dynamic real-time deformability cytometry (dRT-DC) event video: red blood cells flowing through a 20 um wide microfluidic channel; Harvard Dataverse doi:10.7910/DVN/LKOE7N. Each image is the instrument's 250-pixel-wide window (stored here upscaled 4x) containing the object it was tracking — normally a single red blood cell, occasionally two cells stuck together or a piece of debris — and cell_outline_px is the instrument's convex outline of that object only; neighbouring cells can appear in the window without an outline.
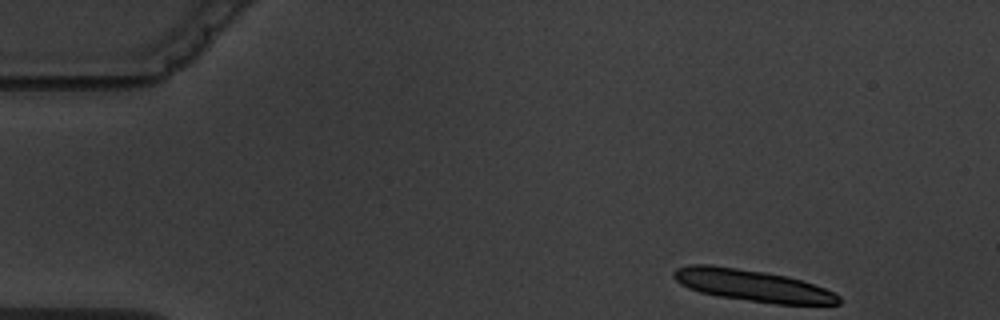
{"species": "common noctule bat (a hibernating species)", "species_latin": "Nyctalus noctula", "temperature_condition": "warm", "stored_images_in_passage": 5, "segment_of_instrument_passage": [1, 2], "camera_frame_rate_fps": 3000, "um_per_image_px": 0.085, "animal": {"sex": "male", "body_mass_g": 19.5, "forearm_length_mm": 54.6}, "frame": {"image": 1, "passage_image": 1, "time_ms": 0.0, "image_size_px": [1000, 320], "cell_outline_px": [[844, 300], [840, 304], [776, 304], [720, 296], [700, 292], [688, 288], [680, 284], [672, 276], [672, 272], [676, 268], [692, 264], [712, 264], [764, 272], [788, 276], [836, 292]], "centroid_in_image_um": [63.97, 24.26], "position_along_channel_um": 21.0, "area_um2": 30.52}}